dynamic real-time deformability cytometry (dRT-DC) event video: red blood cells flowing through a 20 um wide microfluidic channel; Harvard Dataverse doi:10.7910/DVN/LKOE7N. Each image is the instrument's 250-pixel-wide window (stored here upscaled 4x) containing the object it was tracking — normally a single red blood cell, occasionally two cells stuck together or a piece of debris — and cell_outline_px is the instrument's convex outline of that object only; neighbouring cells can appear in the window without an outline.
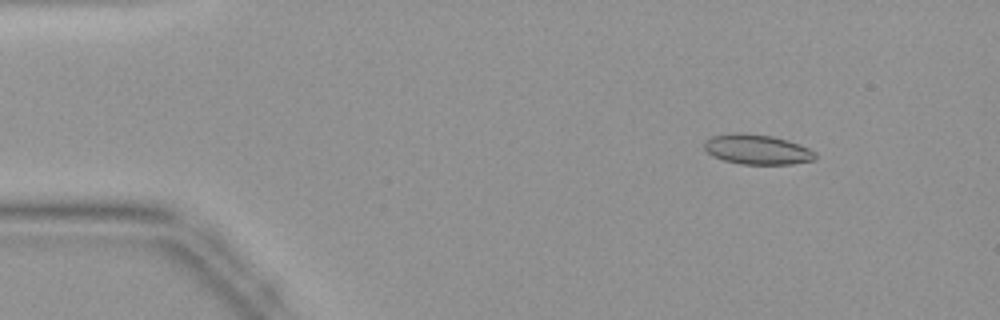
{"species": "common noctule bat (a hibernating species)", "species_latin": "Nyctalus noctula", "temperature_condition": "warm", "stored_images_in_passage": 44, "camera_frame_rate_fps": 3000, "um_per_image_px": 0.085, "animal": {"sex": "female", "body_mass_g": 19.9}, "frame": {"image": 1, "passage_image": 6, "time_ms": 1.667, "image_size_px": [1000, 320], "cell_outline_px": [[816, 160], [792, 164], [740, 164], [724, 160], [712, 156], [704, 148], [704, 140], [712, 136], [736, 132], [740, 132], [772, 136], [788, 140], [800, 144], [816, 152]], "centroid_in_image_um": [64.37, 12.7], "position_along_channel_um": 20.6, "area_um2": 19.54}}
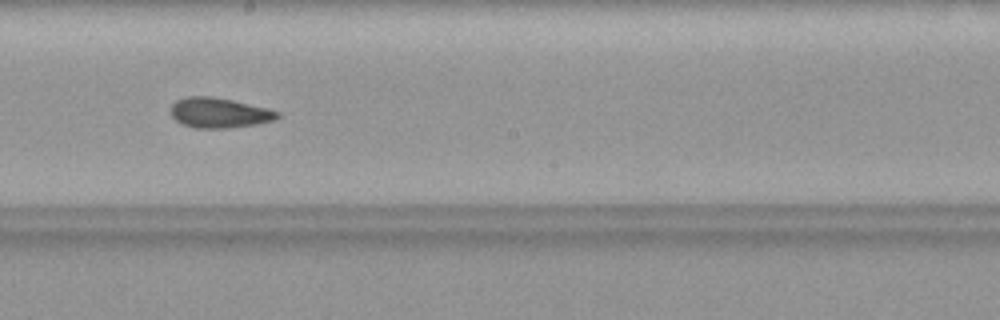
{"frame": {"image": 2, "passage_image": 25, "time_ms": 8.0, "image_size_px": [1000, 320], "cell_outline_px": [[280, 116], [276, 120], [256, 124], [228, 128], [196, 128], [184, 124], [176, 120], [168, 112], [172, 104], [176, 100], [184, 96], [212, 96], [232, 100], [268, 108], [280, 112]], "centroid_in_image_um": [18.62, 9.58], "position_along_channel_um": 229.6, "area_um2": 18.9}}
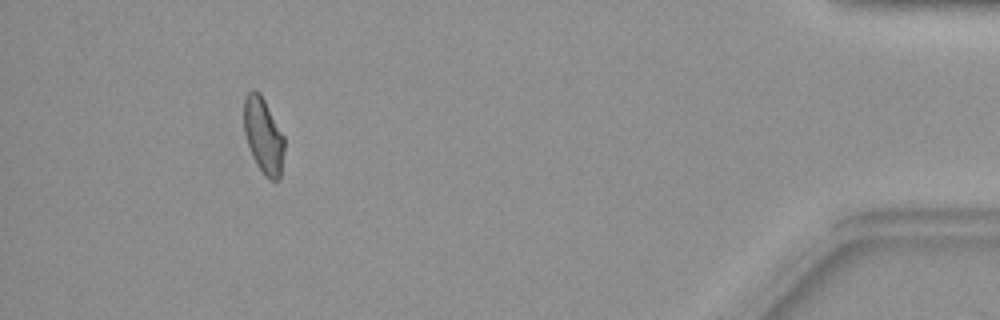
{"frame": {"image": 3, "passage_image": 41, "time_ms": 13.333, "image_size_px": [1000, 320], "cell_outline_px": [[284, 148], [280, 180], [272, 180], [264, 176], [256, 164], [252, 156], [244, 132], [244, 96], [252, 88], [256, 88], [260, 92], [284, 136]], "centroid_in_image_um": [22.38, 11.51], "position_along_channel_um": 412.8, "area_um2": 17.98}}